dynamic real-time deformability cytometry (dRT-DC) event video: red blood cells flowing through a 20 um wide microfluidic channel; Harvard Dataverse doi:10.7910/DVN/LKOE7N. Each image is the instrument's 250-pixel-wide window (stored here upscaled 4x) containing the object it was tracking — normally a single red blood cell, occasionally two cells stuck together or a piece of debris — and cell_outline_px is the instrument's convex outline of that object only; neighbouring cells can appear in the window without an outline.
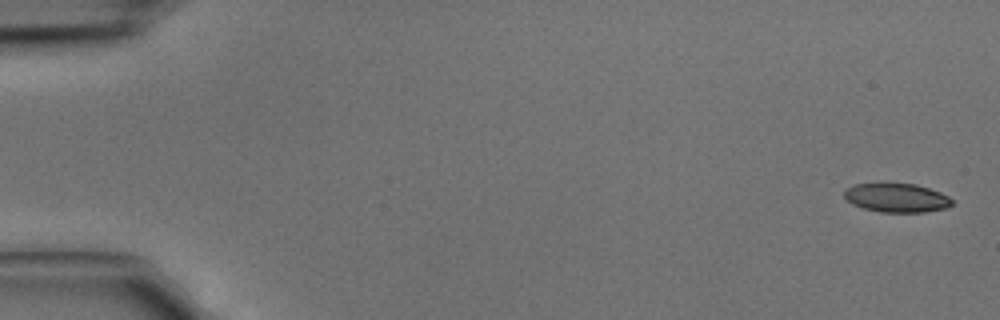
{"species": "common noctule bat (a hibernating species)", "species_latin": "Nyctalus noctula", "temperature_condition": "cold", "stored_images_in_passage": 4, "camera_frame_rate_fps": 3000, "um_per_image_px": 0.085, "animal": {"sex": "male", "body_mass_g": 15.6}, "frame": {"image": 1, "passage_image": 1, "time_ms": 0.0, "image_size_px": [1000, 320], "cell_outline_px": [[952, 204], [948, 208], [924, 212], [880, 212], [864, 208], [852, 204], [844, 196], [844, 192], [848, 188], [856, 184], [880, 180], [916, 184], [940, 192], [948, 196], [952, 200]], "centroid_in_image_um": [76.19, 16.76], "position_along_channel_um": 8.8, "area_um2": 18.79}}
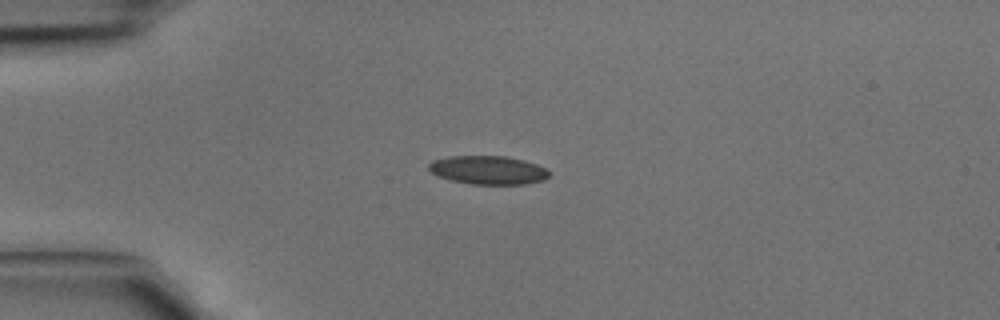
{"frame": {"image": 2, "passage_image": 3, "time_ms": 0.667, "image_size_px": [1000, 320], "cell_outline_px": [[548, 176], [544, 180], [524, 184], [472, 184], [452, 180], [440, 176], [432, 172], [428, 168], [428, 164], [432, 160], [448, 156], [508, 156], [524, 160], [548, 168]], "centroid_in_image_um": [41.5, 14.44], "position_along_channel_um": 43.5, "area_um2": 20.0}}